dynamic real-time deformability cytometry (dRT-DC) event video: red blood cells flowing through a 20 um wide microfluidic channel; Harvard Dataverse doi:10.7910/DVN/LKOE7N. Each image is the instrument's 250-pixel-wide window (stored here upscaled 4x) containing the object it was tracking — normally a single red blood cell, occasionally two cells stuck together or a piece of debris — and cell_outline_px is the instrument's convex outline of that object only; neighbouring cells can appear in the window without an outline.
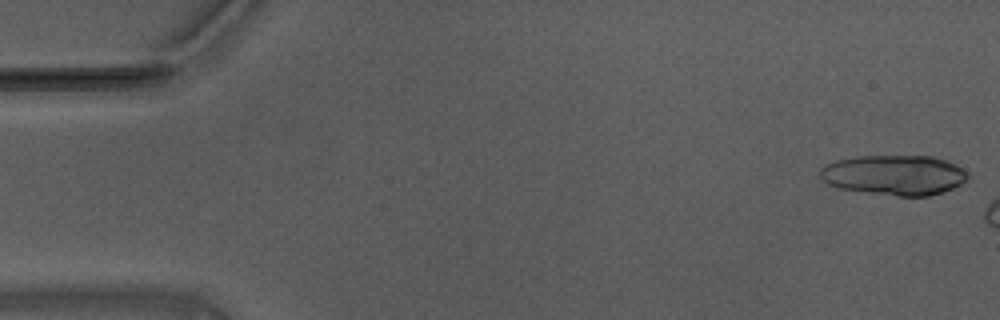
{"species": "Egyptian fruit bat (a non-hibernating species)", "species_latin": "Rousettus aegyptiacus", "temperature_condition": "warm", "stored_images_in_passage": 6, "camera_frame_rate_fps": 3000, "um_per_image_px": 0.085, "animal": {"sex": "male"}, "frame": {"image": 1, "passage_image": 1, "time_ms": 0.0, "image_size_px": [1000, 320], "cell_outline_px": [[968, 180], [944, 192], [928, 196], [896, 196], [840, 188], [828, 184], [820, 176], [820, 168], [824, 164], [836, 160], [856, 156], [932, 156], [948, 160], [964, 168], [968, 176]], "centroid_in_image_um": [76.04, 14.87], "position_along_channel_um": 9.0, "area_um2": 34.68}}